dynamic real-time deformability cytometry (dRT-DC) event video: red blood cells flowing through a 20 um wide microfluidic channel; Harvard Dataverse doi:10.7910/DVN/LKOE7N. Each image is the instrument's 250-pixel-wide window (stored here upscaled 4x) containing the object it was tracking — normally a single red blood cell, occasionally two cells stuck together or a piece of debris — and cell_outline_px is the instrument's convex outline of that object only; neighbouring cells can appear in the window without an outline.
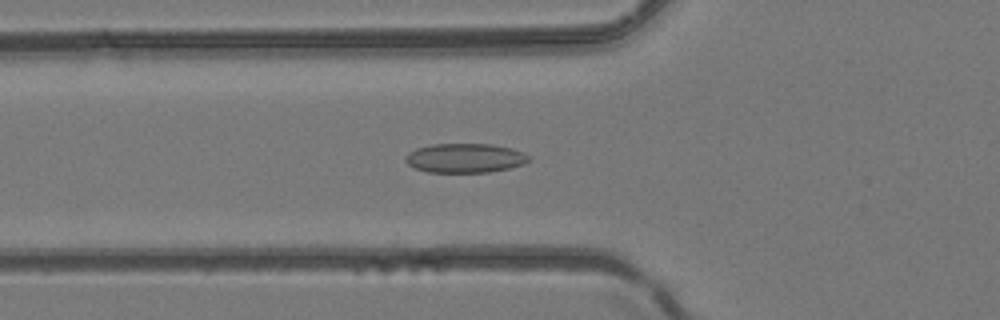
{"species": "common noctule bat (a hibernating species)", "species_latin": "Nyctalus noctula", "temperature_condition": "room temperature", "stored_images_in_passage": 42, "camera_frame_rate_fps": 3000, "um_per_image_px": 0.085, "animal": {"sex": "female", "body_mass_g": 24.6, "forearm_length_mm": 56.2}, "frame": {"image": 1, "passage_image": 15, "time_ms": 4.667, "image_size_px": [1000, 320], "cell_outline_px": [[528, 160], [524, 164], [508, 168], [488, 172], [428, 172], [416, 168], [408, 164], [404, 160], [404, 156], [408, 152], [416, 148], [432, 144], [492, 144], [512, 148], [524, 152], [528, 156]], "centroid_in_image_um": [39.5, 13.43], "position_along_channel_um": 86.3, "area_um2": 21.04}}
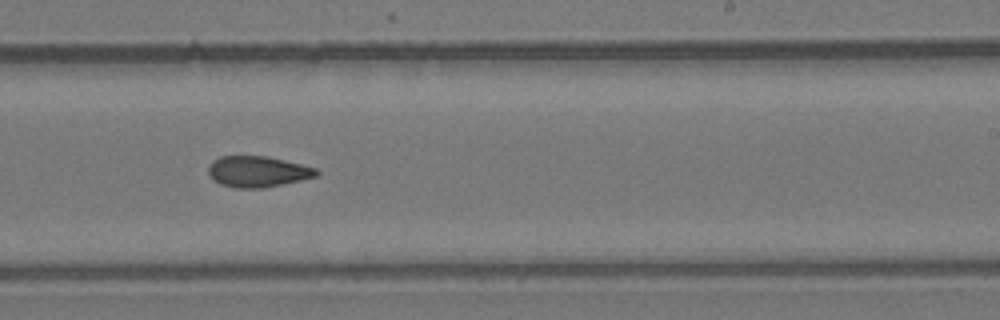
{"frame": {"image": 2, "passage_image": 26, "time_ms": 8.333, "image_size_px": [1000, 320], "cell_outline_px": [[320, 172], [316, 176], [284, 184], [264, 188], [236, 188], [220, 184], [212, 180], [208, 172], [208, 168], [212, 160], [220, 156], [264, 156], [284, 160], [316, 168]], "centroid_in_image_um": [21.87, 14.59], "position_along_channel_um": 267.1, "area_um2": 19.54}}
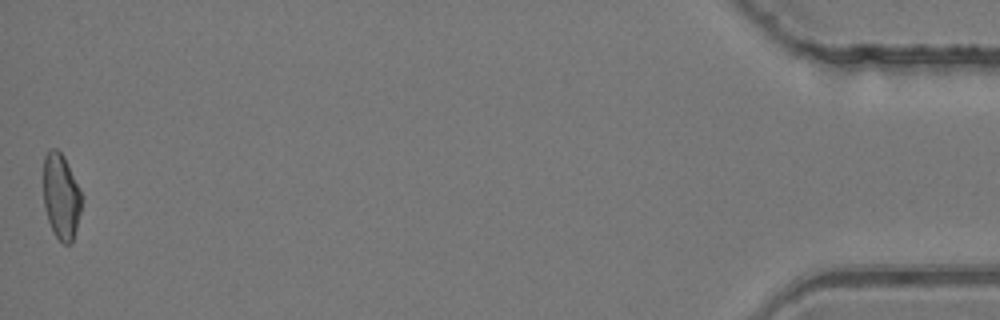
{"frame": {"image": 3, "passage_image": 42, "time_ms": 13.667, "image_size_px": [1000, 320], "cell_outline_px": [[80, 212], [72, 244], [64, 244], [56, 236], [48, 220], [44, 208], [44, 156], [48, 148], [56, 148], [64, 156], [80, 192]], "centroid_in_image_um": [5.16, 16.68], "position_along_channel_um": 430.0, "area_um2": 18.67}}